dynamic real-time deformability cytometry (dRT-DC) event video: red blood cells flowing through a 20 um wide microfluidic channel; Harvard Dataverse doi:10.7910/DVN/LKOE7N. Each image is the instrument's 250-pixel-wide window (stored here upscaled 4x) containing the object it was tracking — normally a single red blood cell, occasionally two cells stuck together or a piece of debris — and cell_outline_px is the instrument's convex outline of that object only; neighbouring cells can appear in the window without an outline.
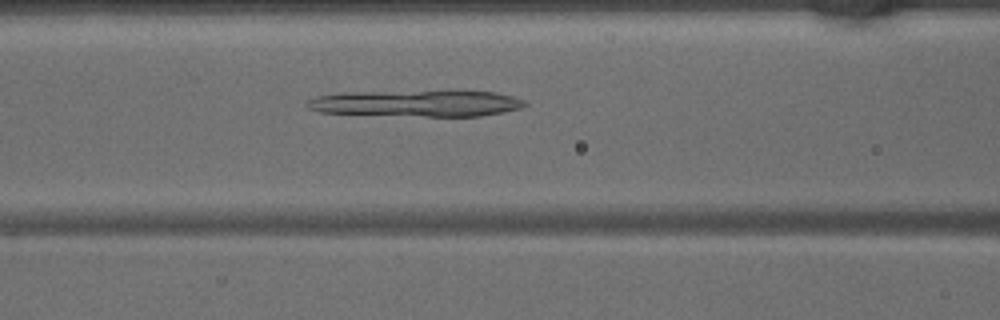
{"species": "common noctule bat (a hibernating species)", "species_latin": "Nyctalus noctula", "temperature_condition": "warm", "stored_images_in_passage": 36, "camera_frame_rate_fps": 3000, "um_per_image_px": 0.085, "animal": {"sex": "male", "body_mass_g": 15.6}, "frame": {"image": 1, "passage_image": 10, "time_ms": 3.0, "image_size_px": [1000, 320], "cell_outline_px": [[528, 104], [520, 108], [504, 112], [480, 116], [424, 116], [320, 112], [308, 108], [304, 104], [308, 100], [316, 96], [344, 92], [460, 88], [496, 92], [512, 96], [524, 100]], "centroid_in_image_um": [35.5, 8.73], "position_along_channel_um": 131.1, "area_um2": 35.03}}
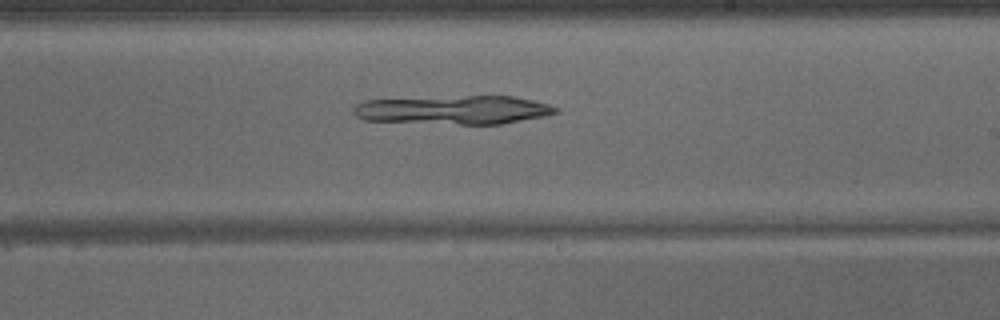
{"frame": {"image": 2, "passage_image": 18, "time_ms": 5.667, "image_size_px": [1000, 320], "cell_outline_px": [[560, 112], [544, 116], [500, 124], [460, 124], [364, 120], [356, 116], [352, 112], [352, 108], [356, 104], [364, 100], [464, 96], [516, 96], [548, 104], [560, 108]], "centroid_in_image_um": [38.58, 9.34], "position_along_channel_um": 250.4, "area_um2": 33.76}}
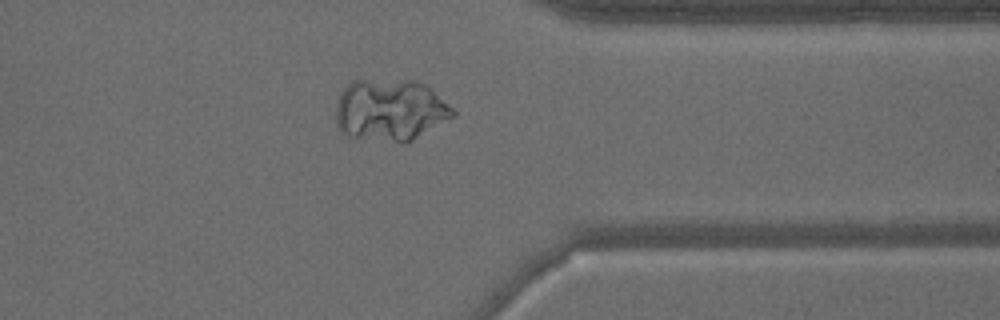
{"frame": {"image": 3, "passage_image": 27, "time_ms": 8.667, "image_size_px": [1000, 320], "cell_outline_px": [[456, 116], [412, 140], [396, 140], [348, 136], [336, 124], [336, 104], [340, 92], [352, 80], [416, 80], [424, 84], [456, 108]], "centroid_in_image_um": [33.2, 9.31], "position_along_channel_um": 378.2, "area_um2": 41.79}}